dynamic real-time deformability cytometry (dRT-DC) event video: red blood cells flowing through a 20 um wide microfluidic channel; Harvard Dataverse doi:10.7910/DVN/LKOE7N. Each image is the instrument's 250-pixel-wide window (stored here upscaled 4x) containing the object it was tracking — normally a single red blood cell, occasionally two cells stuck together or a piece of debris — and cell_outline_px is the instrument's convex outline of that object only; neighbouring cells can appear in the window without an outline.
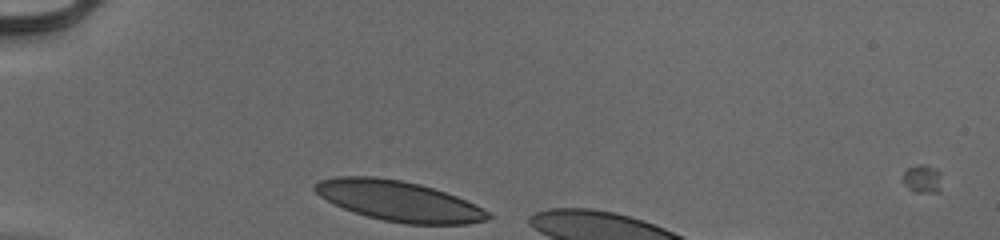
{"species": "human", "species_latin": "Homo sapiens", "temperature_condition": "cold", "stored_images_in_passage": 5, "camera_frame_rate_fps": 3000, "um_per_image_px": 0.085, "donor": {"sex": "male"}, "frame": {"image": 1, "passage_image": 3, "time_ms": 0.667, "image_size_px": [1000, 240], "cell_outline_px": [[492, 216], [488, 220], [468, 224], [404, 224], [384, 220], [352, 212], [320, 196], [312, 188], [312, 184], [320, 180], [336, 176], [372, 176], [400, 180], [420, 184], [456, 196], [488, 212]], "centroid_in_image_um": [33.86, 17.08], "position_along_channel_um": 51.1, "area_um2": 40.29}}